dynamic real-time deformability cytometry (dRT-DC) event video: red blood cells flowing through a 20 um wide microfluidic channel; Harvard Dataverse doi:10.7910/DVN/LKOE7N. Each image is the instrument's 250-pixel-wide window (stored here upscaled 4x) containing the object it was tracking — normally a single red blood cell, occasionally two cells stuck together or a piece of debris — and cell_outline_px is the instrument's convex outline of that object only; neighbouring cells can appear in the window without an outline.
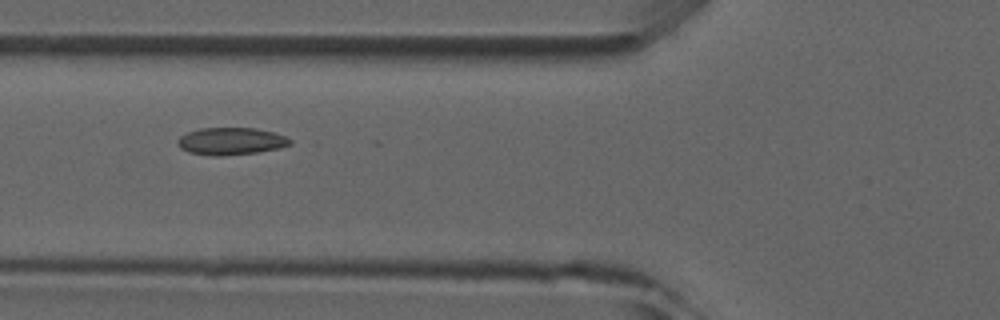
{"species": "common noctule bat (a hibernating species)", "species_latin": "Nyctalus noctula", "temperature_condition": "room temperature", "stored_images_in_passage": 4, "camera_frame_rate_fps": 3000, "um_per_image_px": 0.085, "animal": {"sex": "male", "forearm_length_mm": 52.5}, "frame": {"image": 1, "passage_image": 3, "time_ms": 2.333, "image_size_px": [1000, 320], "cell_outline_px": [[292, 144], [276, 148], [256, 152], [224, 156], [212, 156], [188, 152], [180, 148], [176, 144], [176, 140], [180, 136], [188, 132], [200, 128], [256, 128], [272, 132], [284, 136], [292, 140]], "centroid_in_image_um": [19.57, 12.0], "position_along_channel_um": 106.2, "area_um2": 17.86}}
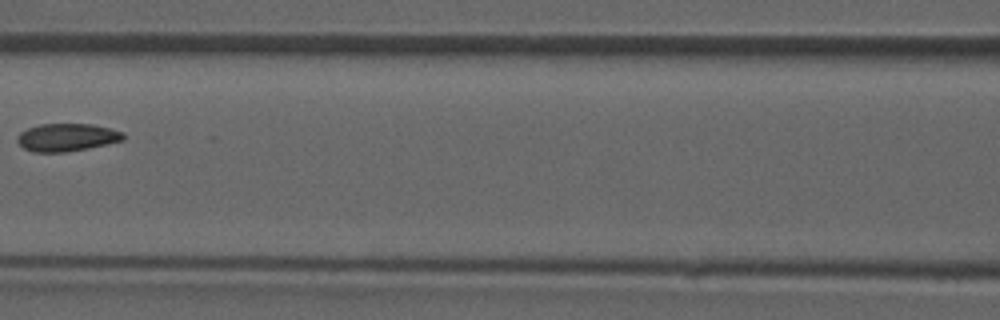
{"frame": {"image": 2, "passage_image": 4, "time_ms": 3.667, "image_size_px": [1000, 320], "cell_outline_px": [[124, 140], [88, 148], [64, 152], [32, 152], [24, 148], [16, 140], [16, 136], [20, 132], [28, 128], [40, 124], [92, 124], [124, 132]], "centroid_in_image_um": [5.66, 11.67], "position_along_channel_um": 160.9, "area_um2": 17.11}}